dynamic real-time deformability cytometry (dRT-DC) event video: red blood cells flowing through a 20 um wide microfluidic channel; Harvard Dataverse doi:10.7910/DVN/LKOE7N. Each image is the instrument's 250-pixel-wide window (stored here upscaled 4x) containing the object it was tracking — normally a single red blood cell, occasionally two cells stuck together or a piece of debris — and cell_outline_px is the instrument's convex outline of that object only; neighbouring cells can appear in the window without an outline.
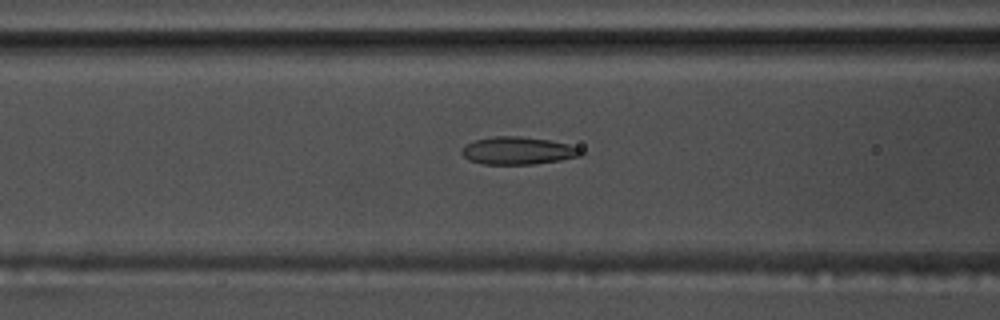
{"species": "common noctule bat (a hibernating species)", "species_latin": "Nyctalus noctula", "temperature_condition": "warm", "stored_images_in_passage": 54, "camera_frame_rate_fps": 3000, "um_per_image_px": 0.085, "animal": {"sex": "male", "body_mass_g": 17.5, "forearm_length_mm": 52.3}, "frame": {"image": 1, "passage_image": 23, "time_ms": 7.333, "image_size_px": [1000, 320], "cell_outline_px": [[584, 152], [580, 156], [560, 160], [532, 164], [484, 164], [468, 160], [460, 152], [468, 144], [476, 140], [496, 136], [520, 136], [548, 140], [568, 144], [580, 148]], "centroid_in_image_um": [44.05, 12.81], "position_along_channel_um": 122.6, "area_um2": 18.96}}
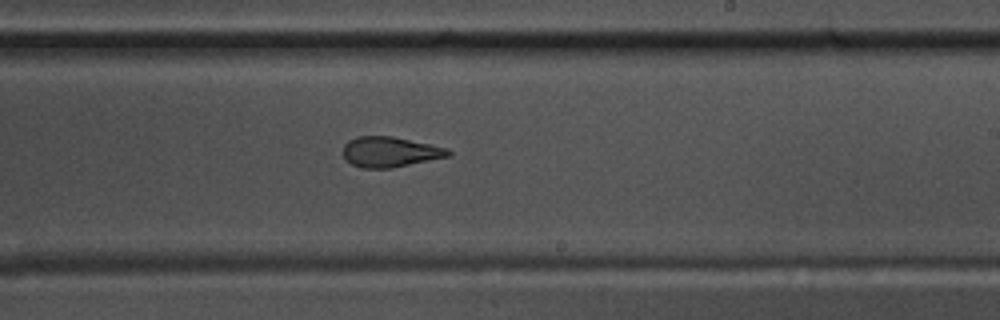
{"frame": {"image": 2, "passage_image": 34, "time_ms": 11.0, "image_size_px": [1000, 320], "cell_outline_px": [[452, 156], [392, 168], [360, 168], [352, 164], [344, 156], [344, 144], [348, 140], [356, 136], [392, 136], [448, 148], [452, 152]], "centroid_in_image_um": [33.18, 12.91], "position_along_channel_um": 255.8, "area_um2": 18.67}}
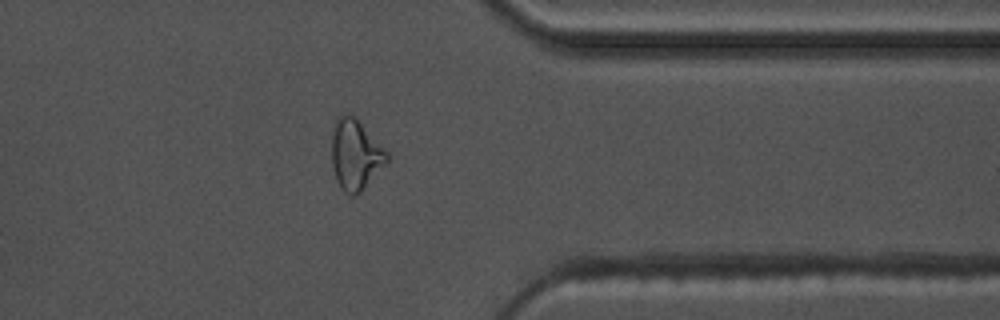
{"frame": {"image": 3, "passage_image": 45, "time_ms": 14.667, "image_size_px": [1000, 320], "cell_outline_px": [[388, 160], [360, 192], [356, 196], [344, 192], [340, 188], [336, 180], [332, 164], [332, 132], [336, 120], [344, 112], [356, 116], [388, 152]], "centroid_in_image_um": [30.2, 13.11], "position_along_channel_um": 381.2, "area_um2": 22.6}}